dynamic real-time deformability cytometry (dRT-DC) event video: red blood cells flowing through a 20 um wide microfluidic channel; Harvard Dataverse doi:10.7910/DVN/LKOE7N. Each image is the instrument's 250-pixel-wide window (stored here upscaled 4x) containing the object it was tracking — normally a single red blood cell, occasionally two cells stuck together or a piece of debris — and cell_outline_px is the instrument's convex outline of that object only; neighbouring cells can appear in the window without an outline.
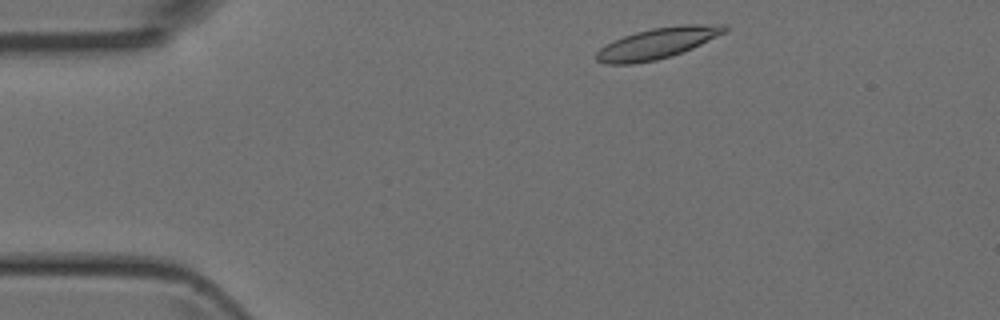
{"species": "Egyptian fruit bat (a non-hibernating species)", "species_latin": "Rousettus aegyptiacus", "temperature_condition": "room temperature", "stored_images_in_passage": 41, "camera_frame_rate_fps": 3000, "um_per_image_px": 0.085, "animal": {"sex": "female"}, "frame": {"image": 1, "passage_image": 2, "time_ms": 0.333, "image_size_px": [1000, 320], "cell_outline_px": [[728, 32], [692, 48], [672, 56], [656, 60], [632, 64], [604, 64], [596, 60], [596, 52], [600, 48], [624, 36], [636, 32], [652, 28], [680, 24], [728, 24]], "centroid_in_image_um": [55.94, 3.66], "position_along_channel_um": 29.1, "area_um2": 23.18}}
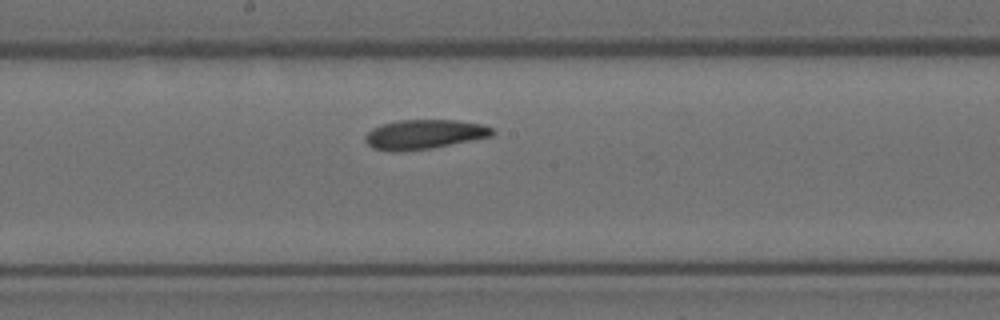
{"frame": {"image": 2, "passage_image": 19, "time_ms": 6.0, "image_size_px": [1000, 320], "cell_outline_px": [[496, 132], [492, 136], [432, 148], [396, 152], [392, 152], [372, 148], [364, 140], [364, 136], [372, 128], [380, 124], [400, 120], [456, 120], [484, 124], [492, 128]], "centroid_in_image_um": [36.04, 11.42], "position_along_channel_um": 212.2, "area_um2": 22.02}}
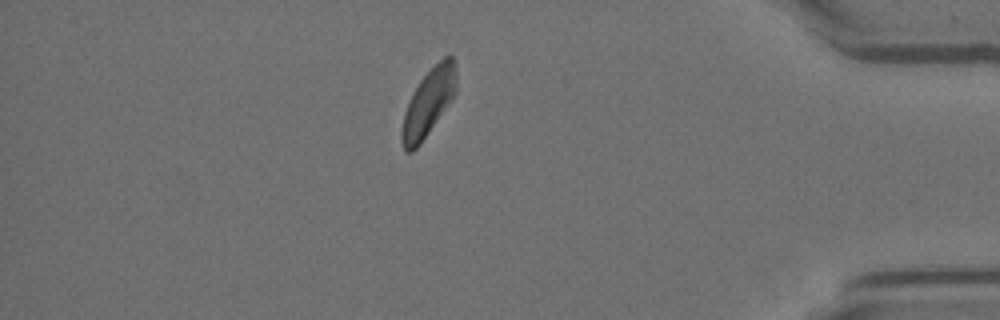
{"frame": {"image": 3, "passage_image": 35, "time_ms": 11.333, "image_size_px": [1000, 320], "cell_outline_px": [[456, 92], [452, 100], [420, 144], [412, 152], [404, 152], [400, 140], [400, 132], [404, 112], [412, 92], [420, 80], [444, 56], [452, 56], [456, 72]], "centroid_in_image_um": [36.38, 8.77], "position_along_channel_um": 398.8, "area_um2": 21.27}}